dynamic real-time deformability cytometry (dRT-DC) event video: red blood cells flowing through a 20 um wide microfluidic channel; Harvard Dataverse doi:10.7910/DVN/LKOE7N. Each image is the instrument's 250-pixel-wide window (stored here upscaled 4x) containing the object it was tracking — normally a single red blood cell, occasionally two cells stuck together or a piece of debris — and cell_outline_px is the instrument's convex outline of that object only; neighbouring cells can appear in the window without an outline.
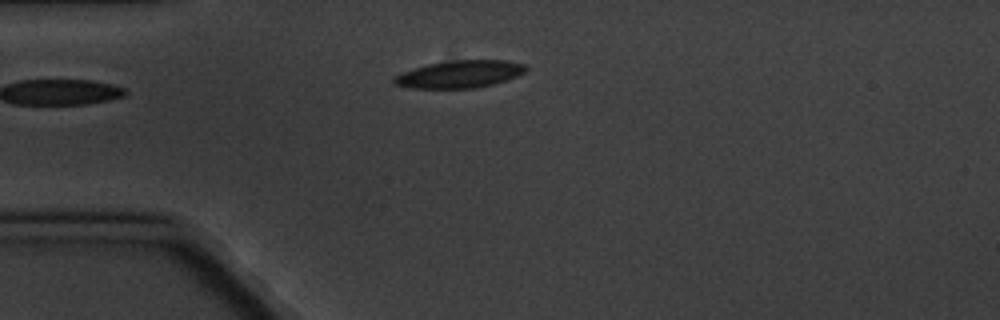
{"species": "common noctule bat (a hibernating species)", "species_latin": "Nyctalus noctula", "temperature_condition": "cold", "stored_images_in_passage": 4, "camera_frame_rate_fps": 3000, "um_per_image_px": 0.085, "animal": {"sex": "male", "body_mass_g": 20.1, "forearm_length_mm": 53.5}, "frame": {"image": 1, "passage_image": 4, "time_ms": 3.667, "image_size_px": [1000, 320], "cell_outline_px": [[528, 68], [524, 72], [516, 76], [492, 84], [476, 88], [412, 88], [392, 84], [392, 76], [428, 64], [452, 60], [504, 60], [524, 64]], "centroid_in_image_um": [39.04, 6.3], "position_along_channel_um": 46.0, "area_um2": 20.87}}